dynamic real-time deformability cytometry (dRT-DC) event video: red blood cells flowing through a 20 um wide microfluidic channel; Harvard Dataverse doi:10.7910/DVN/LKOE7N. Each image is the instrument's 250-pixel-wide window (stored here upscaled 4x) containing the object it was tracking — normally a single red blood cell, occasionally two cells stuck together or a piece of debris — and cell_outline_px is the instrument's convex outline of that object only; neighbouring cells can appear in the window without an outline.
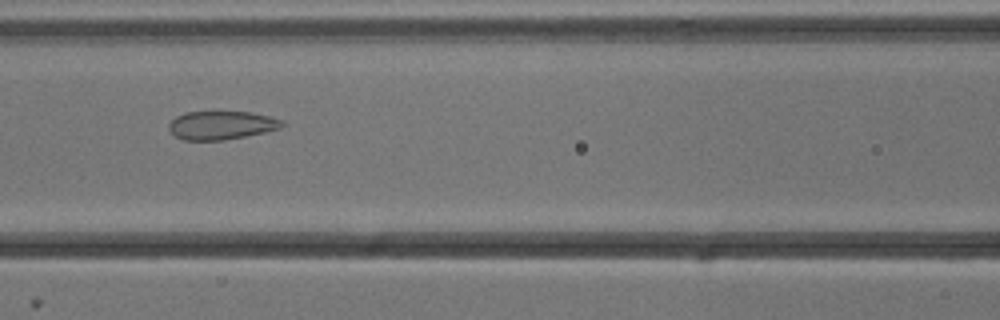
{"species": "common noctule bat (a hibernating species)", "species_latin": "Nyctalus noctula", "temperature_condition": "cold", "stored_images_in_passage": 38, "camera_frame_rate_fps": 3000, "um_per_image_px": 0.085, "animal": {"sex": "male", "body_mass_g": 13.3}, "frame": {"image": 1, "passage_image": 14, "time_ms": 4.333, "image_size_px": [1000, 320], "cell_outline_px": [[288, 124], [280, 128], [264, 132], [224, 140], [184, 140], [176, 136], [168, 128], [168, 124], [176, 116], [184, 112], [252, 112], [268, 116], [280, 120]], "centroid_in_image_um": [18.81, 10.64], "position_along_channel_um": 147.8, "area_um2": 18.67}}
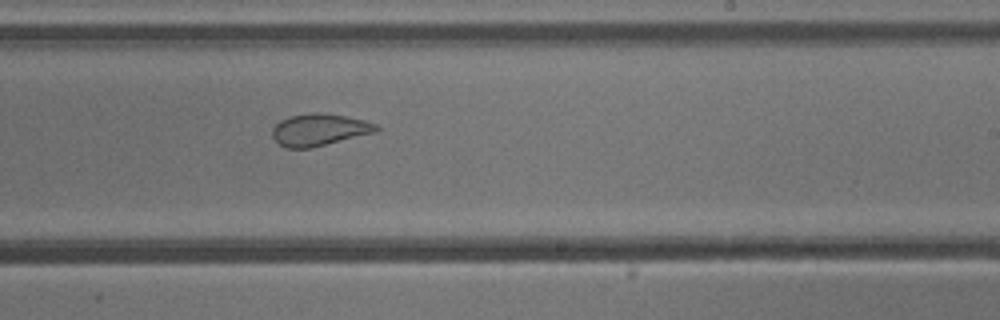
{"frame": {"image": 2, "passage_image": 23, "time_ms": 7.333, "image_size_px": [1000, 320], "cell_outline_px": [[380, 128], [376, 132], [312, 148], [288, 148], [280, 144], [272, 136], [272, 128], [280, 120], [288, 116], [308, 112], [316, 112], [344, 116], [364, 120], [376, 124]], "centroid_in_image_um": [27.12, 11.02], "position_along_channel_um": 261.9, "area_um2": 19.42}}
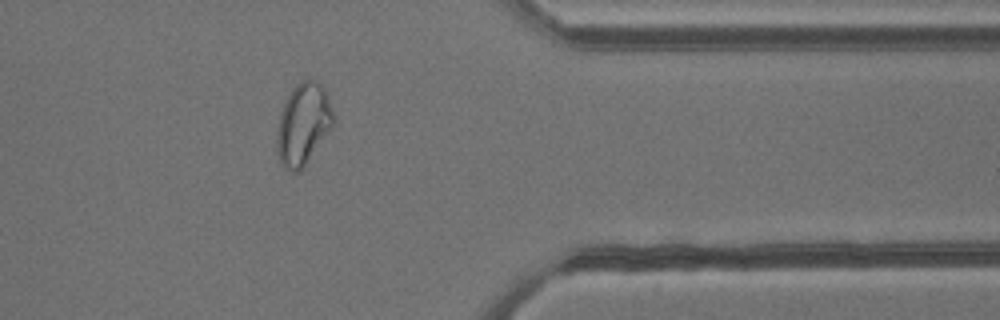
{"frame": {"image": 3, "passage_image": 34, "time_ms": 11.0, "image_size_px": [1000, 320], "cell_outline_px": [[336, 116], [332, 128], [304, 164], [296, 172], [288, 172], [280, 164], [276, 148], [276, 136], [280, 112], [292, 88], [300, 80], [316, 80], [324, 88]], "centroid_in_image_um": [25.76, 10.53], "position_along_channel_um": 385.6, "area_um2": 26.88}, "authors_computed_cell_mechanics": {"area_um2": 21.4438, "velocity_mm_per_s": 3.8069, "shape_relaxation_time_tau1_ms": null, "shape_relaxation_time_tau2_ms": 0.9841, "deformation_change_tau1": null, "deformation_change_tau2": 0.0579}}